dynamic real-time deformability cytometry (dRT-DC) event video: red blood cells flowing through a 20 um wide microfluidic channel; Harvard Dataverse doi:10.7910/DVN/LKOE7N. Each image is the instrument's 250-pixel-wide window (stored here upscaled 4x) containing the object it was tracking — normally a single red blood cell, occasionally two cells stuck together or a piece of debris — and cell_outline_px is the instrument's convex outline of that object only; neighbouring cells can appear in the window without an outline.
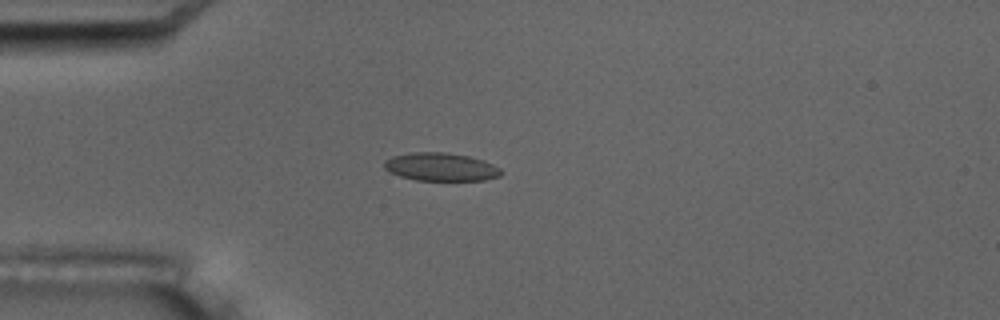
{"species": "common noctule bat (a hibernating species)", "species_latin": "Nyctalus noctula", "temperature_condition": "room temperature", "stored_images_in_passage": 4, "camera_frame_rate_fps": 3000, "um_per_image_px": 0.085, "animal": {"sex": "male", "body_mass_g": 17.5, "forearm_length_mm": 52.3}, "frame": {"image": 1, "passage_image": 4, "time_ms": 4.0, "image_size_px": [1000, 320], "cell_outline_px": [[504, 172], [500, 176], [484, 180], [416, 180], [400, 176], [384, 168], [384, 160], [392, 156], [408, 152], [448, 152], [468, 156], [484, 160], [500, 168]], "centroid_in_image_um": [37.48, 14.17], "position_along_channel_um": 47.5, "area_um2": 19.25}}